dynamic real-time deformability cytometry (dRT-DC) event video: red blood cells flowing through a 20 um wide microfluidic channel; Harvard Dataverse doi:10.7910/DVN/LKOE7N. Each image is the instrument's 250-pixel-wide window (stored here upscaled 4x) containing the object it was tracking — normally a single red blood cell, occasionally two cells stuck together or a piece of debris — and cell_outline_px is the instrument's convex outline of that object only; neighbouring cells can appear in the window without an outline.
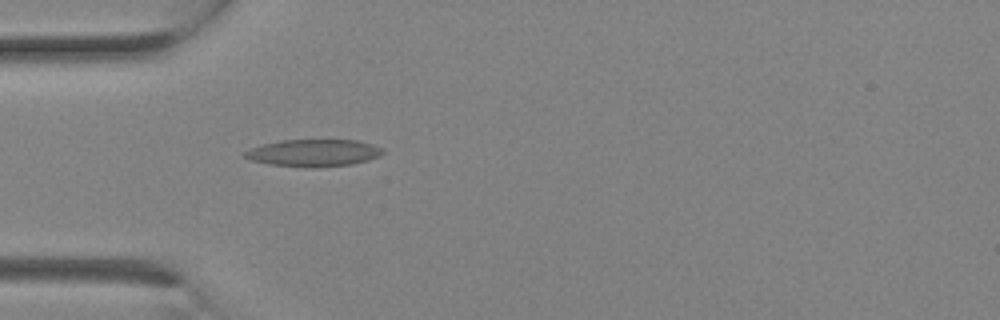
{"species": "Egyptian fruit bat (a non-hibernating species)", "species_latin": "Rousettus aegyptiacus", "temperature_condition": "room temperature", "stored_images_in_passage": 1, "camera_frame_rate_fps": 3000, "um_per_image_px": 0.085, "animal": {"sex": "female"}, "frame": {"image": 1, "passage_image": 1, "time_ms": 0.0, "image_size_px": [1000, 320], "cell_outline_px": [[384, 152], [380, 156], [368, 160], [352, 164], [304, 168], [268, 164], [252, 160], [240, 156], [244, 152], [252, 148], [264, 144], [280, 140], [356, 140], [372, 144], [384, 148]], "centroid_in_image_um": [26.65, 13.0], "position_along_channel_um": 58.3, "area_um2": 21.91}}